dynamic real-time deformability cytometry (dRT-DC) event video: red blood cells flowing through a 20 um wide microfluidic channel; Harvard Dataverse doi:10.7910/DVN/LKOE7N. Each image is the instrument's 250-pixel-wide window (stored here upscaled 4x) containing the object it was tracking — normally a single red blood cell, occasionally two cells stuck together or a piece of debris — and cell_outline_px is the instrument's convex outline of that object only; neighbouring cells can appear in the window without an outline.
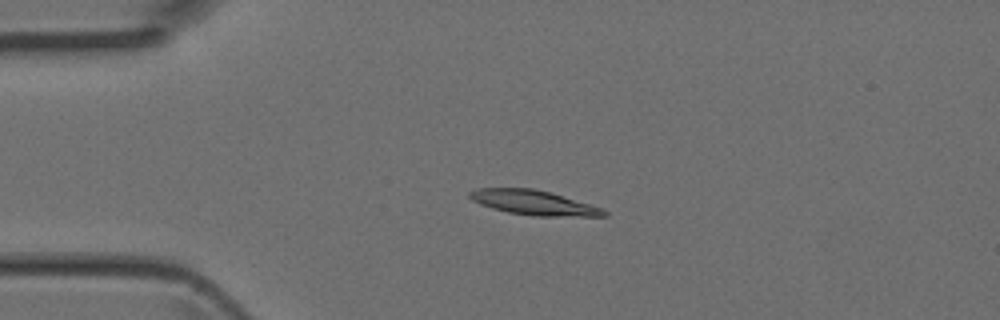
{"species": "Egyptian fruit bat (a non-hibernating species)", "species_latin": "Rousettus aegyptiacus", "temperature_condition": "room temperature", "stored_images_in_passage": 4, "camera_frame_rate_fps": 3000, "um_per_image_px": 0.085, "animal": {"sex": "female"}, "frame": {"image": 1, "passage_image": 3, "time_ms": 0.667, "image_size_px": [1000, 320], "cell_outline_px": [[608, 216], [532, 216], [508, 212], [492, 208], [480, 204], [472, 200], [468, 196], [468, 192], [476, 188], [532, 188], [548, 192], [604, 208], [608, 212]], "centroid_in_image_um": [45.35, 17.23], "position_along_channel_um": 39.6, "area_um2": 19.25}}